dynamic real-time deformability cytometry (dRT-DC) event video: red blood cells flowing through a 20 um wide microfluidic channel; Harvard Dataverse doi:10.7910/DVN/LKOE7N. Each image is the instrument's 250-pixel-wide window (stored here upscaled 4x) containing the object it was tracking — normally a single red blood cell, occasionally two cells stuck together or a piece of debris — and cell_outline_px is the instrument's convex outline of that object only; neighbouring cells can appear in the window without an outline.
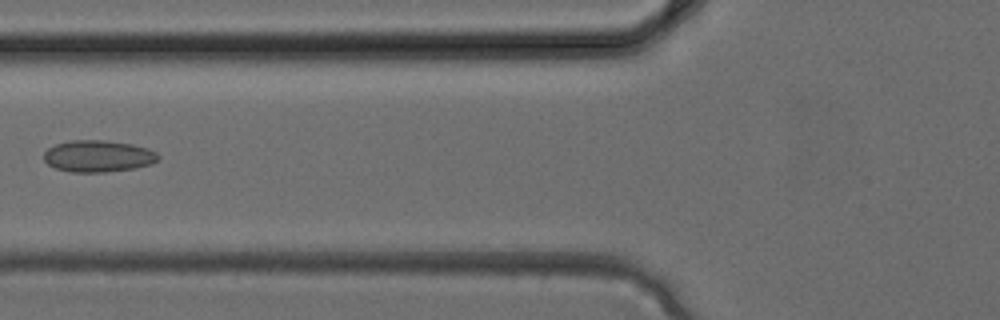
{"species": "common noctule bat (a hibernating species)", "species_latin": "Nyctalus noctula", "temperature_condition": "cold", "stored_images_in_passage": 5, "camera_frame_rate_fps": 3000, "um_per_image_px": 0.085, "animal": {"sex": "female", "body_mass_g": 24.6, "forearm_length_mm": 56.2}, "frame": {"image": 1, "passage_image": 5, "time_ms": 1.333, "image_size_px": [1000, 320], "cell_outline_px": [[160, 156], [152, 164], [136, 168], [104, 172], [72, 172], [56, 168], [48, 164], [44, 160], [44, 152], [48, 148], [56, 144], [72, 140], [104, 140], [132, 144], [148, 148], [156, 152]], "centroid_in_image_um": [8.35, 13.27], "position_along_channel_um": 117.4, "area_um2": 21.15}}